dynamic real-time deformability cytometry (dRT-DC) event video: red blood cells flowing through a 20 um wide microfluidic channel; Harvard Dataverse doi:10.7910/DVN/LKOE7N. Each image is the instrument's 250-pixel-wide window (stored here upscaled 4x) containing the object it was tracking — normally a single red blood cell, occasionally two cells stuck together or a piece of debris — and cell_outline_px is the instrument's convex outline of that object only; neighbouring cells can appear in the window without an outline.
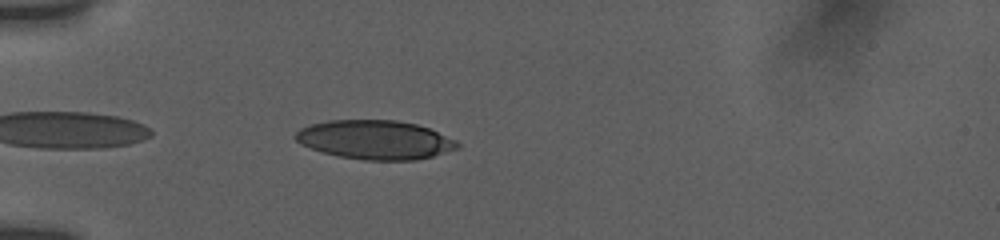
{"species": "human", "species_latin": "Homo sapiens", "temperature_condition": "room temperature", "stored_images_in_passage": 11, "camera_frame_rate_fps": 3000, "um_per_image_px": 0.085, "donor": {"sex": "female"}, "frame": {"image": 1, "passage_image": 2, "time_ms": 0.333, "image_size_px": [1000, 240], "cell_outline_px": [[460, 148], [432, 156], [416, 160], [364, 160], [340, 156], [320, 152], [300, 144], [292, 136], [300, 128], [312, 124], [328, 120], [396, 120], [416, 124], [428, 128], [456, 140], [460, 144]], "centroid_in_image_um": [31.86, 11.88], "position_along_channel_um": 53.1, "area_um2": 36.88}}
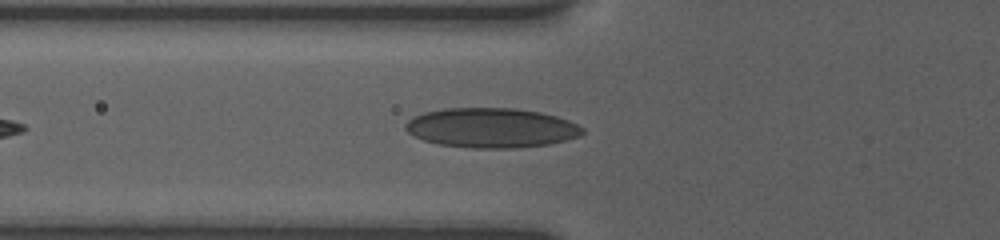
{"frame": {"image": 2, "passage_image": 6, "time_ms": 1.667, "image_size_px": [1000, 240], "cell_outline_px": [[584, 132], [580, 136], [548, 144], [516, 148], [468, 148], [440, 144], [424, 140], [408, 132], [404, 128], [404, 124], [408, 120], [424, 112], [444, 108], [512, 108], [540, 112], [556, 116], [568, 120], [584, 128]], "centroid_in_image_um": [41.76, 10.86], "position_along_channel_um": 84.0, "area_um2": 40.86}}
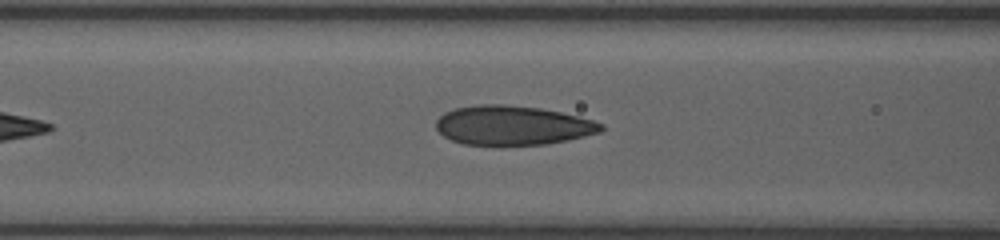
{"frame": {"image": 3, "passage_image": 9, "time_ms": 2.667, "image_size_px": [1000, 240], "cell_outline_px": [[604, 128], [600, 132], [568, 140], [548, 144], [500, 148], [464, 144], [452, 140], [444, 136], [436, 128], [436, 120], [444, 112], [456, 108], [480, 104], [504, 104], [540, 108], [560, 112], [592, 120], [604, 124]], "centroid_in_image_um": [43.55, 10.7], "position_along_channel_um": 123.1, "area_um2": 38.73}}